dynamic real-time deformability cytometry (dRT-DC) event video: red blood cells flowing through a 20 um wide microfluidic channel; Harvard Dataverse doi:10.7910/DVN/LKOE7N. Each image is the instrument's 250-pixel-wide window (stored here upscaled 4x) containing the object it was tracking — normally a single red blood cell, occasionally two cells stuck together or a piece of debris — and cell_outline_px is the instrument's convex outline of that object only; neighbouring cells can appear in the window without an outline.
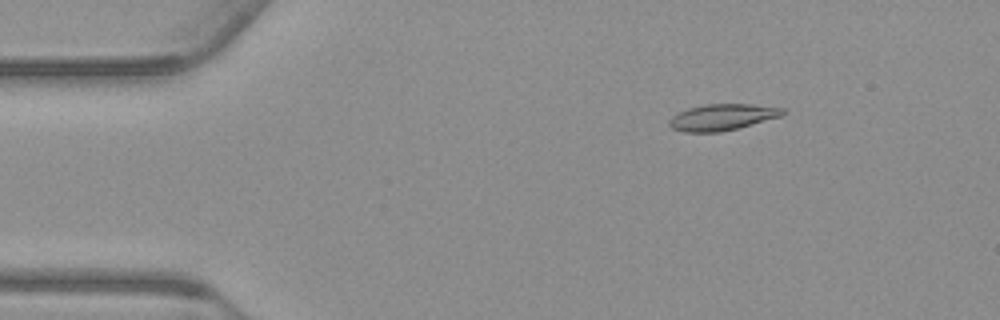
{"species": "common noctule bat (a hibernating species)", "species_latin": "Nyctalus noctula", "temperature_condition": "warm", "stored_images_in_passage": 49, "camera_frame_rate_fps": 3000, "um_per_image_px": 0.085, "animal": {"sex": "male", "body_mass_g": 23.1, "forearm_length_mm": 52.7}, "frame": {"image": 1, "passage_image": 2, "time_ms": 0.333, "image_size_px": [1000, 320], "cell_outline_px": [[788, 112], [780, 116], [736, 128], [720, 132], [684, 132], [672, 128], [668, 124], [668, 120], [672, 116], [688, 108], [704, 104], [752, 104], [784, 108]], "centroid_in_image_um": [61.37, 9.95], "position_along_channel_um": 23.6, "area_um2": 17.28}}
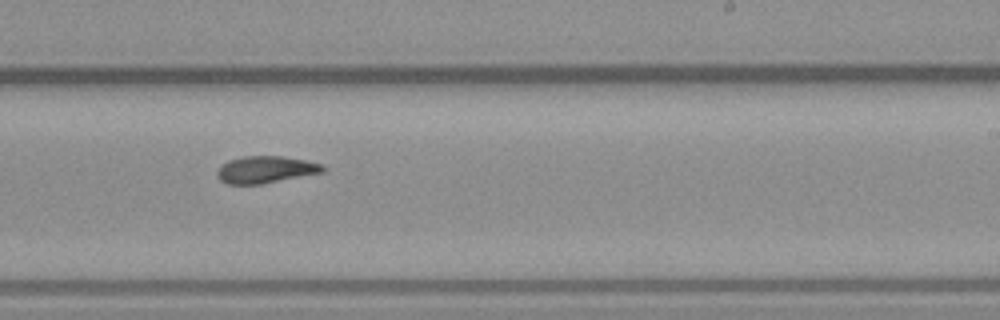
{"frame": {"image": 2, "passage_image": 27, "time_ms": 8.667, "image_size_px": [1000, 320], "cell_outline_px": [[324, 172], [260, 184], [228, 184], [220, 180], [216, 172], [228, 160], [244, 156], [280, 156], [304, 160], [320, 164], [324, 168]], "centroid_in_image_um": [22.55, 14.42], "position_along_channel_um": 266.4, "area_um2": 16.3}}
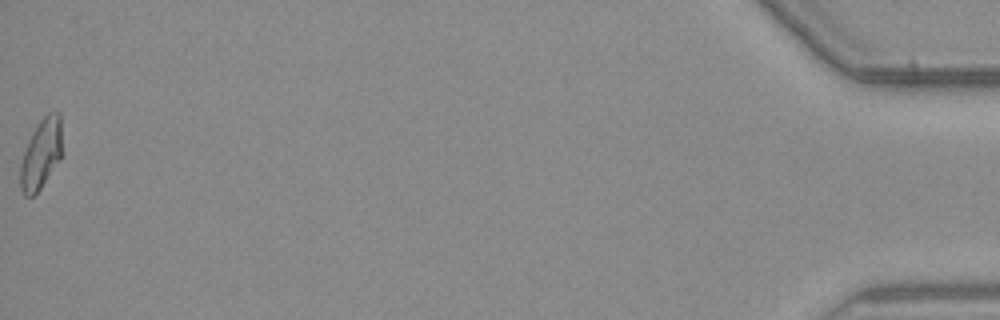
{"frame": {"image": 3, "passage_image": 49, "time_ms": 16.0, "image_size_px": [1000, 320], "cell_outline_px": [[60, 156], [36, 196], [24, 196], [20, 188], [20, 164], [28, 140], [32, 132], [40, 120], [48, 112], [60, 112]], "centroid_in_image_um": [3.44, 13.11], "position_along_channel_um": 431.8, "area_um2": 16.65}}